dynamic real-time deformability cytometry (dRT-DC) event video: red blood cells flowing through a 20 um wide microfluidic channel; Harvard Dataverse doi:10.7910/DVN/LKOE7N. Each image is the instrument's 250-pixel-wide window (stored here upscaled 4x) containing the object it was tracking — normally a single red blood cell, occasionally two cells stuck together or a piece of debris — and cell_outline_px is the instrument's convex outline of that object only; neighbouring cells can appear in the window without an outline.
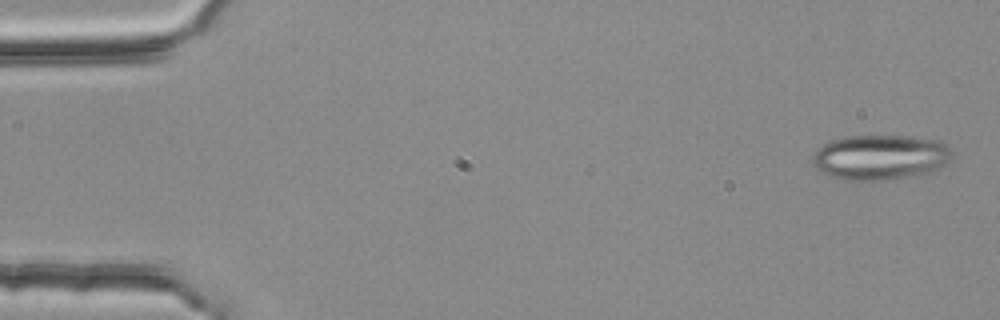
{"species": "common noctule bat (a hibernating species)", "species_latin": "Nyctalus noctula", "temperature_condition": "room temperature", "stored_images_in_passage": 5, "camera_frame_rate_fps": 3000, "um_per_image_px": 0.085, "animal": {"sex": "female", "body_mass_g": 25.1}, "frame": {"image": 1, "passage_image": 1, "time_ms": 0.0, "image_size_px": [1000, 320], "cell_outline_px": [[952, 156], [944, 164], [928, 172], [916, 176], [896, 180], [844, 180], [820, 172], [812, 164], [812, 156], [824, 144], [832, 140], [844, 136], [904, 136], [940, 140], [952, 152]], "centroid_in_image_um": [74.8, 13.38], "position_along_channel_um": 10.2, "area_um2": 36.65}}